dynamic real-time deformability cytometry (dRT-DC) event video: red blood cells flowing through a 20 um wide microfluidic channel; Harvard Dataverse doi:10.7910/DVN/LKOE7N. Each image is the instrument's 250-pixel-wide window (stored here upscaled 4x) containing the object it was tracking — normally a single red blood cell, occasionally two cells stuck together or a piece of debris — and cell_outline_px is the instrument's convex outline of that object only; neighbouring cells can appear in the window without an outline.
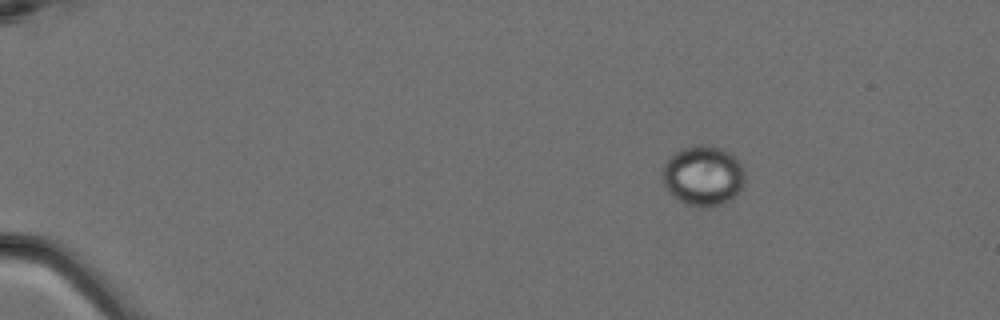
{"species": "Egyptian fruit bat (a non-hibernating species)", "species_latin": "Rousettus aegyptiacus", "temperature_condition": "cold", "stored_images_in_passage": 5, "camera_frame_rate_fps": 3000, "um_per_image_px": 0.085, "animal": {"sex": "female"}, "frame": {"image": 1, "passage_image": 2, "time_ms": 0.333, "image_size_px": [1000, 320], "cell_outline_px": [[744, 188], [736, 196], [720, 204], [708, 208], [696, 208], [684, 204], [676, 200], [664, 188], [660, 172], [664, 164], [680, 148], [696, 144], [712, 144], [736, 156], [740, 160], [744, 168]], "centroid_in_image_um": [59.76, 14.95], "position_along_channel_um": 25.2, "area_um2": 29.94}}
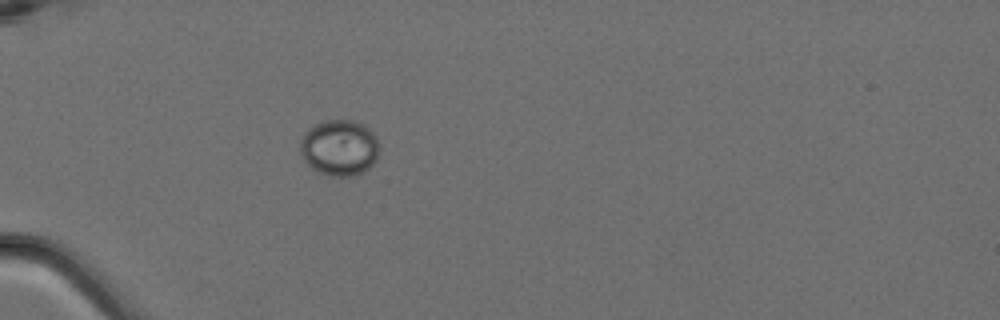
{"frame": {"image": 2, "passage_image": 5, "time_ms": 1.333, "image_size_px": [1000, 320], "cell_outline_px": [[380, 144], [376, 160], [364, 172], [352, 176], [328, 176], [312, 168], [304, 160], [300, 152], [300, 140], [304, 132], [308, 128], [324, 120], [352, 120], [364, 124], [376, 136]], "centroid_in_image_um": [28.85, 12.55], "position_along_channel_um": 56.1, "area_um2": 26.07}}